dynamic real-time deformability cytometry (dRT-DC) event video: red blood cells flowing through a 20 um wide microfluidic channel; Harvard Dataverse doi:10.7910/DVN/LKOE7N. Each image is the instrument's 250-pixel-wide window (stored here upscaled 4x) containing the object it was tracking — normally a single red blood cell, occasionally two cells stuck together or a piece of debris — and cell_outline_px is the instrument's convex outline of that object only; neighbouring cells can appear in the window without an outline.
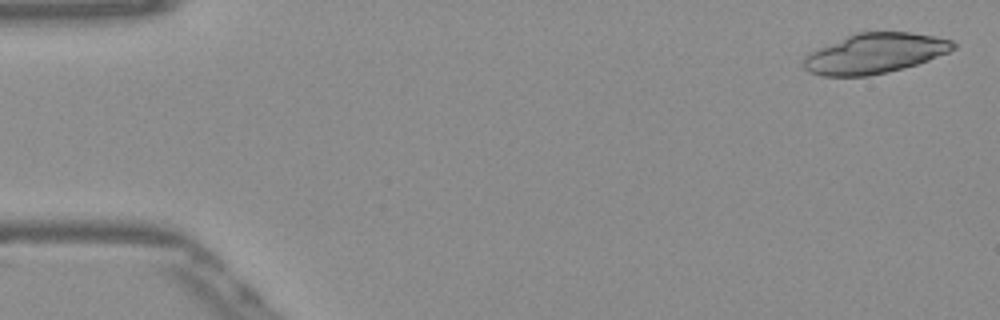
{"species": "Egyptian fruit bat (a non-hibernating species)", "species_latin": "Rousettus aegyptiacus", "temperature_condition": "warm", "stored_images_in_passage": 51, "camera_frame_rate_fps": 3000, "um_per_image_px": 0.085, "frame": {"image": 1, "passage_image": 2, "time_ms": 0.333, "image_size_px": [1000, 320], "cell_outline_px": [[956, 48], [948, 52], [928, 60], [904, 68], [888, 72], [868, 76], [820, 76], [808, 72], [804, 68], [804, 56], [808, 52], [856, 32], [912, 32], [936, 36], [952, 40], [956, 44]], "centroid_in_image_um": [74.35, 4.54], "position_along_channel_um": 10.6, "area_um2": 35.08}}